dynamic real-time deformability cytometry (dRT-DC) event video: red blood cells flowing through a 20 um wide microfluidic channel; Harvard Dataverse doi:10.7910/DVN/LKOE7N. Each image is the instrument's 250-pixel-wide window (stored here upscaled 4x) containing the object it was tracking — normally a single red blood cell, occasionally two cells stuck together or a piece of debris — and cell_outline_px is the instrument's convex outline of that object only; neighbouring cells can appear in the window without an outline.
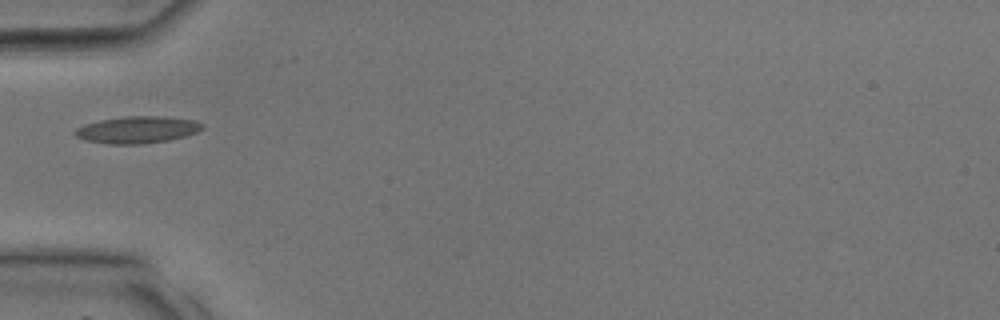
{"species": "common noctule bat (a hibernating species)", "species_latin": "Nyctalus noctula", "temperature_condition": "room temperature", "stored_images_in_passage": 22, "camera_frame_rate_fps": 3000, "um_per_image_px": 0.085, "animal": {"sex": "male", "body_mass_g": 17.9, "forearm_length_mm": 54.2}, "frame": {"image": 1, "passage_image": 1, "time_ms": 0.0, "image_size_px": [1000, 320], "cell_outline_px": [[204, 128], [196, 132], [184, 136], [168, 140], [140, 144], [108, 144], [84, 140], [76, 136], [72, 132], [76, 128], [100, 120], [124, 116], [164, 116], [196, 120], [204, 124]], "centroid_in_image_um": [11.68, 11.02], "position_along_channel_um": 73.3, "area_um2": 20.0}}
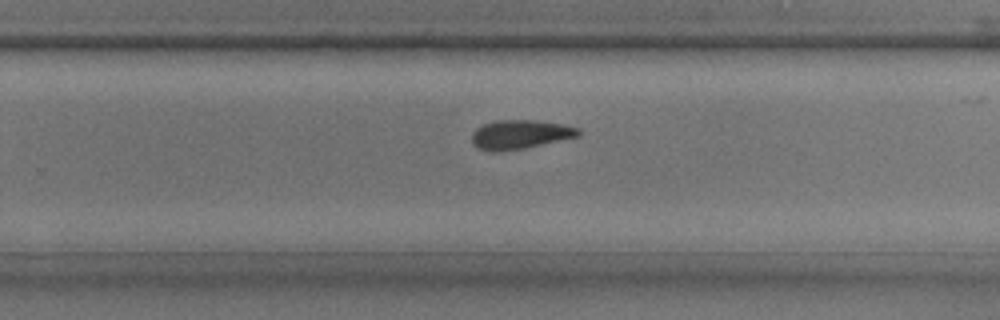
{"frame": {"image": 2, "passage_image": 12, "time_ms": 3.667, "image_size_px": [1000, 320], "cell_outline_px": [[580, 136], [524, 148], [496, 152], [492, 152], [476, 148], [472, 144], [472, 132], [476, 128], [484, 124], [496, 120], [536, 120], [564, 124], [580, 128]], "centroid_in_image_um": [44.2, 11.43], "position_along_channel_um": 285.6, "area_um2": 18.21}}
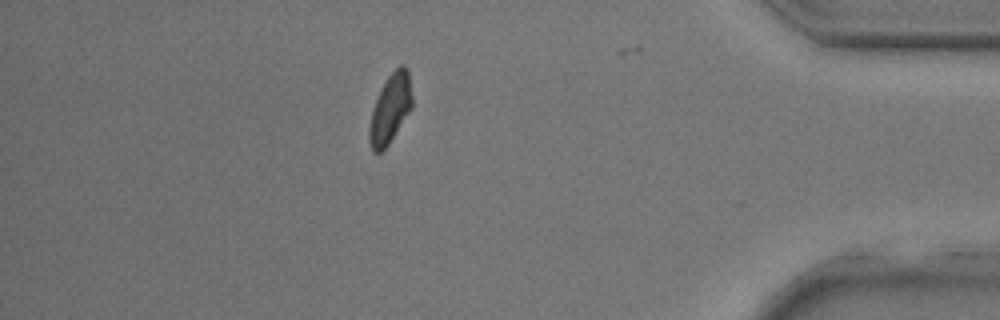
{"frame": {"image": 3, "passage_image": 20, "time_ms": 6.333, "image_size_px": [1000, 320], "cell_outline_px": [[412, 108], [388, 144], [380, 152], [372, 152], [368, 140], [368, 128], [372, 108], [380, 88], [388, 76], [400, 64], [404, 64], [408, 68], [412, 96]], "centroid_in_image_um": [33.15, 9.22], "position_along_channel_um": 402.0, "area_um2": 17.4}}